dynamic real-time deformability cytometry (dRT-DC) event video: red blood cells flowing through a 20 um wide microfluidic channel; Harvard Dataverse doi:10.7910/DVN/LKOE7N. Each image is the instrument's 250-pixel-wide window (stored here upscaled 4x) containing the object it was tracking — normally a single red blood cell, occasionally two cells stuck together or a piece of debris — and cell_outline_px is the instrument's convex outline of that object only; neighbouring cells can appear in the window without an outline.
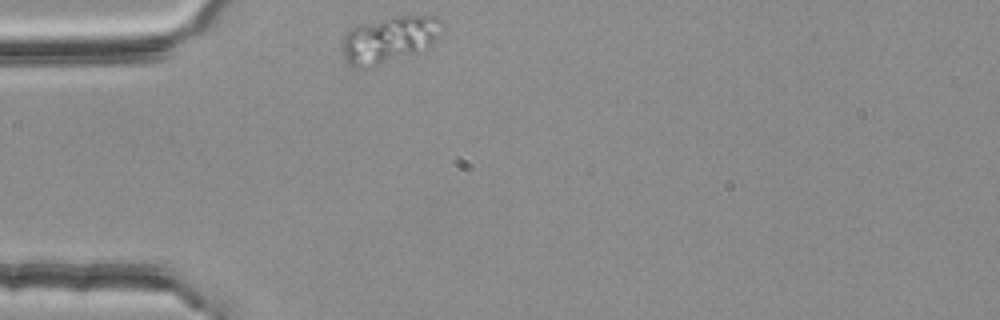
{"species": "common noctule bat (a hibernating species)", "species_latin": "Nyctalus noctula", "temperature_condition": "room temperature", "stored_images_in_passage": 44, "camera_frame_rate_fps": 3000, "um_per_image_px": 0.085, "animal": {"sex": "female", "body_mass_g": 25.1}, "frame": {"image": 1, "passage_image": 1, "time_ms": 0.0, "image_size_px": [1000, 320], "cell_outline_px": [[444, 24], [432, 44], [428, 48], [368, 68], [348, 68], [344, 60], [340, 48], [340, 40], [348, 28], [356, 24], [396, 16], [436, 16], [444, 20]], "centroid_in_image_um": [32.98, 3.36], "position_along_channel_um": 52.0, "area_um2": 27.74}}
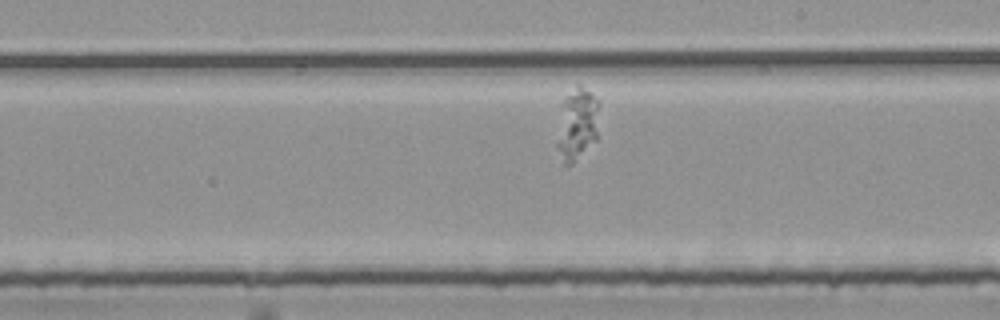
{"frame": {"image": 2, "passage_image": 19, "time_ms": 6.0, "image_size_px": [1000, 320], "cell_outline_px": [[600, 104], [596, 140], [572, 164], [564, 164], [556, 144], [556, 140], [564, 100], [576, 84], [580, 84]], "centroid_in_image_um": [49.08, 10.57], "position_along_channel_um": 239.9, "area_um2": 17.34}}
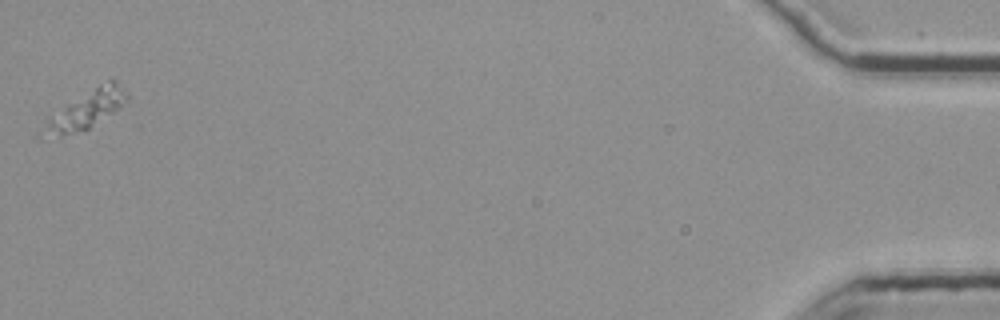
{"frame": {"image": 3, "passage_image": 44, "time_ms": 14.333, "image_size_px": [1000, 320], "cell_outline_px": [[128, 100], [120, 108], [88, 128], [60, 136], [48, 124], [44, 116], [108, 76], [112, 76], [116, 80], [128, 96]], "centroid_in_image_um": [7.47, 9.13], "position_along_channel_um": 427.7, "area_um2": 18.26}}